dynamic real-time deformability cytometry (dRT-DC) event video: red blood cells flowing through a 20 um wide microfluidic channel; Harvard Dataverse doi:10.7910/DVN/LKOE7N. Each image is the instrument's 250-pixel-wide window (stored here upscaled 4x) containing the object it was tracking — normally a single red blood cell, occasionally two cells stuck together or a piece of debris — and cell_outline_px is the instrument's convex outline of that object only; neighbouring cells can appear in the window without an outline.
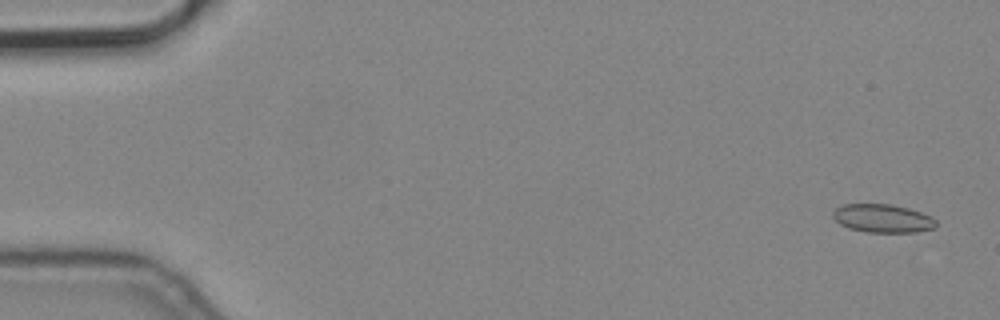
{"species": "common noctule bat (a hibernating species)", "species_latin": "Nyctalus noctula", "temperature_condition": "cold", "stored_images_in_passage": 3, "camera_frame_rate_fps": 3000, "um_per_image_px": 0.085, "animal": {"sex": "male", "body_mass_g": 19.2, "forearm_length_mm": 51.8}, "frame": {"image": 1, "passage_image": 1, "time_ms": 0.0, "image_size_px": [1000, 320], "cell_outline_px": [[936, 224], [932, 228], [916, 232], [868, 232], [848, 228], [840, 224], [832, 216], [832, 212], [836, 208], [844, 204], [892, 204], [908, 208], [932, 216], [936, 220]], "centroid_in_image_um": [75.01, 18.55], "position_along_channel_um": 10.0, "area_um2": 16.99}}